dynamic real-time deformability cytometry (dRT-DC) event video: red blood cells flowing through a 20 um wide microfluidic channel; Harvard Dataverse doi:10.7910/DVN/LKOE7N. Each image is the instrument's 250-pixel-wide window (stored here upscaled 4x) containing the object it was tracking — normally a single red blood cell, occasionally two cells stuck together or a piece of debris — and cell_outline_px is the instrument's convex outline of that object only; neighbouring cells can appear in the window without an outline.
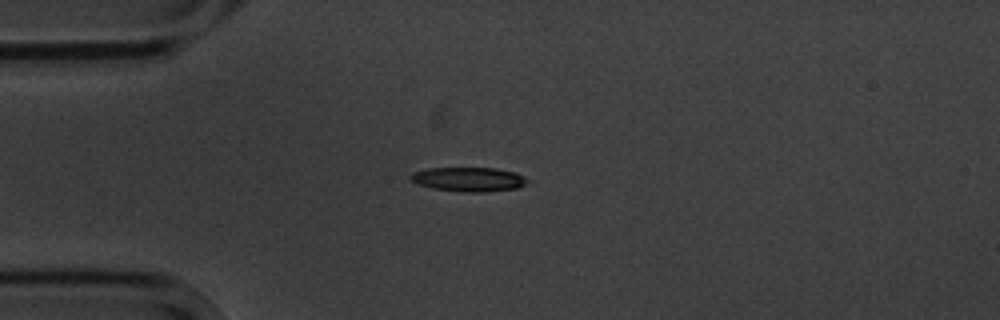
{"species": "common noctule bat (a hibernating species)", "species_latin": "Nyctalus noctula", "temperature_condition": "cold", "stored_images_in_passage": 8, "camera_frame_rate_fps": 3000, "um_per_image_px": 0.085, "animal": {"sex": "male", "body_mass_g": 20.1, "forearm_length_mm": 53.5}, "frame": {"image": 1, "passage_image": 1, "time_ms": 0.0, "image_size_px": [1000, 320], "cell_outline_px": [[532, 180], [516, 188], [484, 192], [464, 192], [432, 188], [416, 184], [408, 176], [412, 172], [428, 168], [492, 168], [516, 172]], "centroid_in_image_um": [39.83, 15.24], "position_along_channel_um": 45.2, "area_um2": 16.59}}
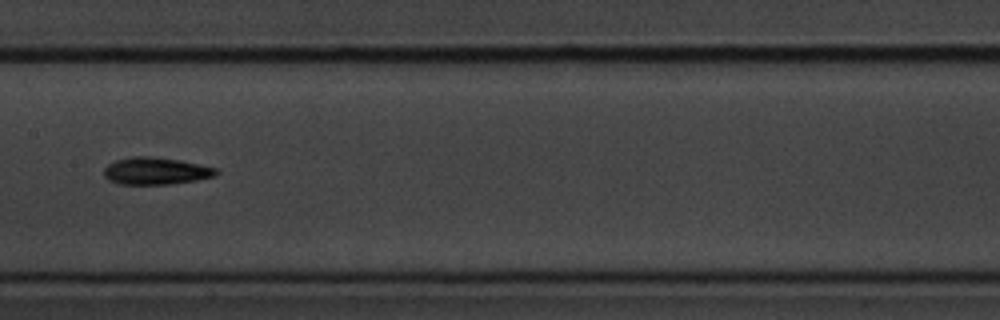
{"frame": {"image": 2, "passage_image": 5, "time_ms": 4.667, "image_size_px": [1000, 320], "cell_outline_px": [[220, 172], [216, 176], [196, 180], [168, 184], [120, 184], [108, 180], [104, 176], [104, 168], [108, 164], [116, 160], [132, 156], [152, 156], [180, 160], [220, 168]], "centroid_in_image_um": [13.28, 14.52], "position_along_channel_um": 194.1, "area_um2": 17.98}}
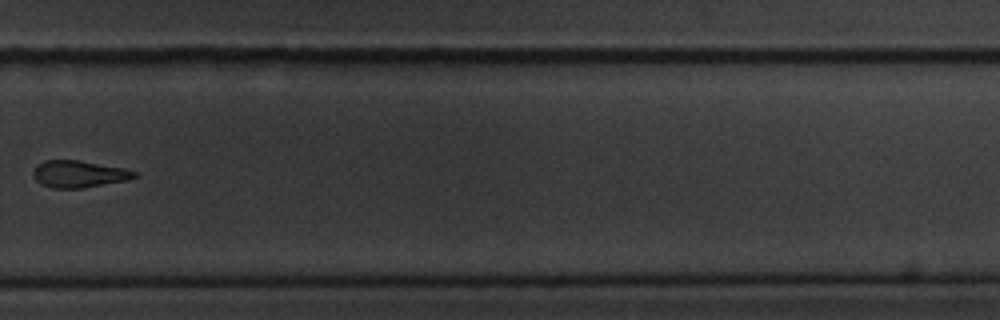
{"frame": {"image": 3, "passage_image": 8, "time_ms": 8.333, "image_size_px": [1000, 320], "cell_outline_px": [[140, 176], [128, 180], [80, 188], [52, 188], [40, 184], [32, 176], [32, 172], [36, 164], [44, 160], [80, 160], [124, 168], [140, 172]], "centroid_in_image_um": [6.72, 14.78], "position_along_channel_um": 323.1, "area_um2": 16.18}}